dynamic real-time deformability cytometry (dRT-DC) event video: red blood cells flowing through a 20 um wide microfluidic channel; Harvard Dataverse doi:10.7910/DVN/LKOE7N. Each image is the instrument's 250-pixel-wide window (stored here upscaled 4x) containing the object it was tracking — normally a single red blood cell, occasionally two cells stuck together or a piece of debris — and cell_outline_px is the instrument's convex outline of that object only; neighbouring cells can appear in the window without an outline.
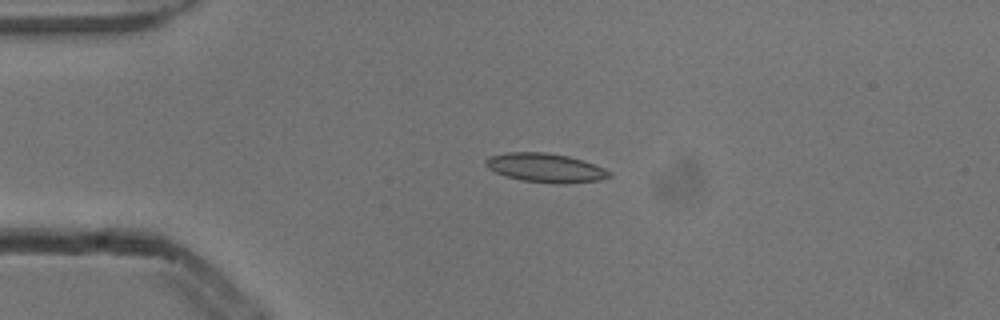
{"species": "common noctule bat (a hibernating species)", "species_latin": "Nyctalus noctula", "temperature_condition": "cold", "stored_images_in_passage": 5, "camera_frame_rate_fps": 3000, "um_per_image_px": 0.085, "animal": {"sex": "male", "body_mass_g": 13.3}, "frame": {"image": 1, "passage_image": 4, "time_ms": 1.0, "image_size_px": [1000, 320], "cell_outline_px": [[612, 176], [600, 180], [564, 184], [556, 184], [520, 180], [504, 176], [488, 168], [484, 164], [484, 160], [488, 156], [508, 152], [544, 152], [568, 156], [604, 168], [612, 172]], "centroid_in_image_um": [46.33, 14.27], "position_along_channel_um": 38.7, "area_um2": 20.98}}